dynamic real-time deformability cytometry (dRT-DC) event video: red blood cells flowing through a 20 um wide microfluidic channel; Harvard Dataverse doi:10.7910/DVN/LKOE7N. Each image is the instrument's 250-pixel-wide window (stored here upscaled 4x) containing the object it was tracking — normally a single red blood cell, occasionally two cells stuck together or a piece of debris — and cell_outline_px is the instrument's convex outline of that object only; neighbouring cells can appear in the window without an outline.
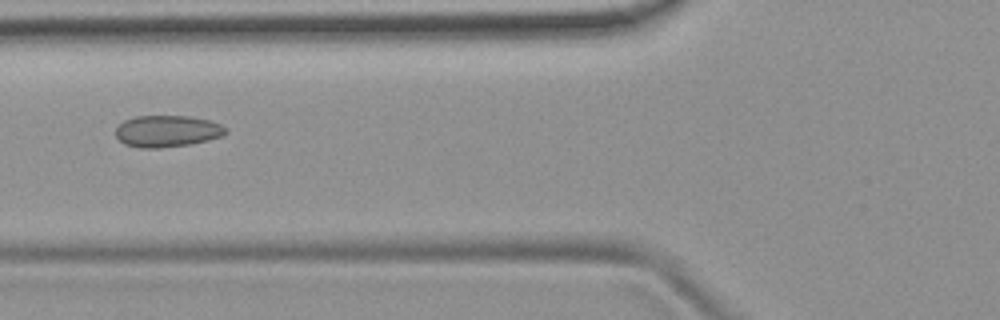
{"species": "common noctule bat (a hibernating species)", "species_latin": "Nyctalus noctula", "temperature_condition": "room temperature", "stored_images_in_passage": 5, "camera_frame_rate_fps": 3000, "um_per_image_px": 0.085, "animal": {"sex": "female", "body_mass_g": 19.9}, "frame": {"image": 1, "passage_image": 3, "time_ms": 2.333, "image_size_px": [1000, 320], "cell_outline_px": [[228, 132], [220, 136], [208, 140], [188, 144], [160, 148], [140, 148], [124, 144], [116, 136], [116, 128], [124, 120], [136, 116], [188, 116], [208, 120], [220, 124], [228, 128]], "centroid_in_image_um": [14.2, 11.15], "position_along_channel_um": 111.6, "area_um2": 20.23}}
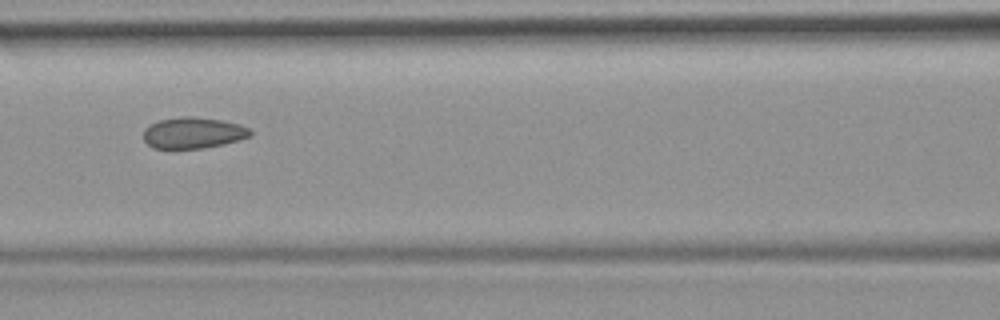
{"frame": {"image": 2, "passage_image": 4, "time_ms": 3.333, "image_size_px": [1000, 320], "cell_outline_px": [[252, 136], [224, 144], [200, 148], [152, 148], [144, 140], [144, 128], [160, 120], [180, 116], [192, 116], [220, 120], [240, 124], [248, 128], [252, 132]], "centroid_in_image_um": [16.43, 11.29], "position_along_channel_um": 150.2, "area_um2": 19.31}}
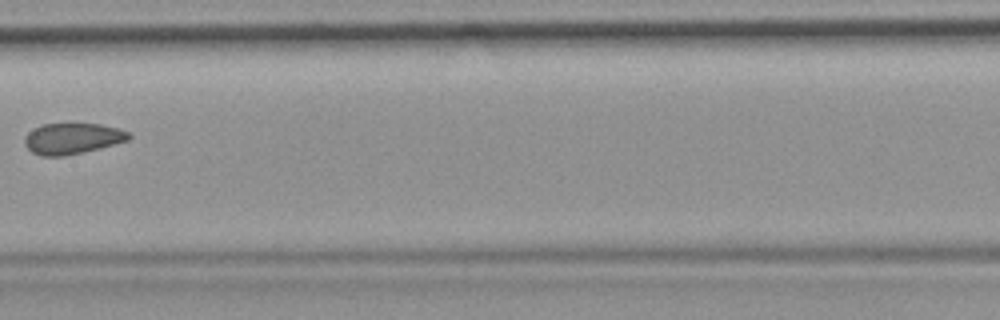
{"frame": {"image": 3, "passage_image": 5, "time_ms": 4.667, "image_size_px": [1000, 320], "cell_outline_px": [[132, 136], [128, 140], [100, 148], [84, 152], [64, 156], [40, 156], [32, 152], [24, 144], [24, 136], [32, 128], [40, 124], [100, 124], [120, 128], [128, 132]], "centroid_in_image_um": [6.12, 11.77], "position_along_channel_um": 201.3, "area_um2": 18.96}}